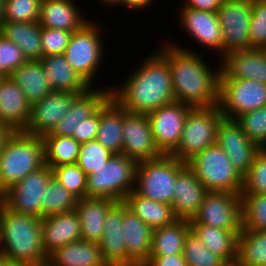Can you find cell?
Wrapping results in <instances>:
<instances>
[{
	"instance_id": "28",
	"label": "cell",
	"mask_w": 266,
	"mask_h": 266,
	"mask_svg": "<svg viewBox=\"0 0 266 266\" xmlns=\"http://www.w3.org/2000/svg\"><path fill=\"white\" fill-rule=\"evenodd\" d=\"M44 75L52 91L84 93L91 86L71 67L64 54L49 55L40 59Z\"/></svg>"
},
{
	"instance_id": "2",
	"label": "cell",
	"mask_w": 266,
	"mask_h": 266,
	"mask_svg": "<svg viewBox=\"0 0 266 266\" xmlns=\"http://www.w3.org/2000/svg\"><path fill=\"white\" fill-rule=\"evenodd\" d=\"M136 66L122 86L110 87V97L121 108L147 114L175 102L170 67L156 50Z\"/></svg>"
},
{
	"instance_id": "5",
	"label": "cell",
	"mask_w": 266,
	"mask_h": 266,
	"mask_svg": "<svg viewBox=\"0 0 266 266\" xmlns=\"http://www.w3.org/2000/svg\"><path fill=\"white\" fill-rule=\"evenodd\" d=\"M187 164L163 154L159 158L138 162L134 191L147 199L171 205L177 174Z\"/></svg>"
},
{
	"instance_id": "3",
	"label": "cell",
	"mask_w": 266,
	"mask_h": 266,
	"mask_svg": "<svg viewBox=\"0 0 266 266\" xmlns=\"http://www.w3.org/2000/svg\"><path fill=\"white\" fill-rule=\"evenodd\" d=\"M0 253L9 261L46 266L42 219L20 214L0 204Z\"/></svg>"
},
{
	"instance_id": "52",
	"label": "cell",
	"mask_w": 266,
	"mask_h": 266,
	"mask_svg": "<svg viewBox=\"0 0 266 266\" xmlns=\"http://www.w3.org/2000/svg\"><path fill=\"white\" fill-rule=\"evenodd\" d=\"M155 0H119L115 6H125L127 9L135 10H145L147 6L151 7V3Z\"/></svg>"
},
{
	"instance_id": "25",
	"label": "cell",
	"mask_w": 266,
	"mask_h": 266,
	"mask_svg": "<svg viewBox=\"0 0 266 266\" xmlns=\"http://www.w3.org/2000/svg\"><path fill=\"white\" fill-rule=\"evenodd\" d=\"M42 238L47 256L70 242L81 240V225L76 211L43 217Z\"/></svg>"
},
{
	"instance_id": "49",
	"label": "cell",
	"mask_w": 266,
	"mask_h": 266,
	"mask_svg": "<svg viewBox=\"0 0 266 266\" xmlns=\"http://www.w3.org/2000/svg\"><path fill=\"white\" fill-rule=\"evenodd\" d=\"M100 125V107L87 119L80 122L77 133H73L72 137L81 143L95 140Z\"/></svg>"
},
{
	"instance_id": "32",
	"label": "cell",
	"mask_w": 266,
	"mask_h": 266,
	"mask_svg": "<svg viewBox=\"0 0 266 266\" xmlns=\"http://www.w3.org/2000/svg\"><path fill=\"white\" fill-rule=\"evenodd\" d=\"M123 202L151 229L170 225L177 220L171 205L142 197L134 190L125 197Z\"/></svg>"
},
{
	"instance_id": "36",
	"label": "cell",
	"mask_w": 266,
	"mask_h": 266,
	"mask_svg": "<svg viewBox=\"0 0 266 266\" xmlns=\"http://www.w3.org/2000/svg\"><path fill=\"white\" fill-rule=\"evenodd\" d=\"M45 165L76 164L81 144L71 136L44 135Z\"/></svg>"
},
{
	"instance_id": "53",
	"label": "cell",
	"mask_w": 266,
	"mask_h": 266,
	"mask_svg": "<svg viewBox=\"0 0 266 266\" xmlns=\"http://www.w3.org/2000/svg\"><path fill=\"white\" fill-rule=\"evenodd\" d=\"M13 132L14 131L10 127L4 125L3 123H0V154L5 146L6 141Z\"/></svg>"
},
{
	"instance_id": "54",
	"label": "cell",
	"mask_w": 266,
	"mask_h": 266,
	"mask_svg": "<svg viewBox=\"0 0 266 266\" xmlns=\"http://www.w3.org/2000/svg\"><path fill=\"white\" fill-rule=\"evenodd\" d=\"M99 1V0H98ZM103 5L115 7V5L119 2V0H100Z\"/></svg>"
},
{
	"instance_id": "47",
	"label": "cell",
	"mask_w": 266,
	"mask_h": 266,
	"mask_svg": "<svg viewBox=\"0 0 266 266\" xmlns=\"http://www.w3.org/2000/svg\"><path fill=\"white\" fill-rule=\"evenodd\" d=\"M26 61L21 48L0 35V76H10Z\"/></svg>"
},
{
	"instance_id": "18",
	"label": "cell",
	"mask_w": 266,
	"mask_h": 266,
	"mask_svg": "<svg viewBox=\"0 0 266 266\" xmlns=\"http://www.w3.org/2000/svg\"><path fill=\"white\" fill-rule=\"evenodd\" d=\"M179 9L180 28H184L186 34L191 37L190 39L200 44L201 47L217 52L218 59L219 55L222 57V29L217 13L187 7Z\"/></svg>"
},
{
	"instance_id": "33",
	"label": "cell",
	"mask_w": 266,
	"mask_h": 266,
	"mask_svg": "<svg viewBox=\"0 0 266 266\" xmlns=\"http://www.w3.org/2000/svg\"><path fill=\"white\" fill-rule=\"evenodd\" d=\"M10 77L24 92L30 105L41 101L52 92L40 60L26 61Z\"/></svg>"
},
{
	"instance_id": "44",
	"label": "cell",
	"mask_w": 266,
	"mask_h": 266,
	"mask_svg": "<svg viewBox=\"0 0 266 266\" xmlns=\"http://www.w3.org/2000/svg\"><path fill=\"white\" fill-rule=\"evenodd\" d=\"M42 0H5L3 21L38 22Z\"/></svg>"
},
{
	"instance_id": "45",
	"label": "cell",
	"mask_w": 266,
	"mask_h": 266,
	"mask_svg": "<svg viewBox=\"0 0 266 266\" xmlns=\"http://www.w3.org/2000/svg\"><path fill=\"white\" fill-rule=\"evenodd\" d=\"M241 194H266V148L256 154L253 164L243 176Z\"/></svg>"
},
{
	"instance_id": "41",
	"label": "cell",
	"mask_w": 266,
	"mask_h": 266,
	"mask_svg": "<svg viewBox=\"0 0 266 266\" xmlns=\"http://www.w3.org/2000/svg\"><path fill=\"white\" fill-rule=\"evenodd\" d=\"M112 155L113 153L111 151L95 139L81 143L76 164L86 175H90L106 165Z\"/></svg>"
},
{
	"instance_id": "19",
	"label": "cell",
	"mask_w": 266,
	"mask_h": 266,
	"mask_svg": "<svg viewBox=\"0 0 266 266\" xmlns=\"http://www.w3.org/2000/svg\"><path fill=\"white\" fill-rule=\"evenodd\" d=\"M220 59V80L252 79L266 84L265 49L237 50Z\"/></svg>"
},
{
	"instance_id": "50",
	"label": "cell",
	"mask_w": 266,
	"mask_h": 266,
	"mask_svg": "<svg viewBox=\"0 0 266 266\" xmlns=\"http://www.w3.org/2000/svg\"><path fill=\"white\" fill-rule=\"evenodd\" d=\"M142 266H187L183 254L149 256Z\"/></svg>"
},
{
	"instance_id": "26",
	"label": "cell",
	"mask_w": 266,
	"mask_h": 266,
	"mask_svg": "<svg viewBox=\"0 0 266 266\" xmlns=\"http://www.w3.org/2000/svg\"><path fill=\"white\" fill-rule=\"evenodd\" d=\"M75 0H42L38 24L41 27L75 32L90 21Z\"/></svg>"
},
{
	"instance_id": "48",
	"label": "cell",
	"mask_w": 266,
	"mask_h": 266,
	"mask_svg": "<svg viewBox=\"0 0 266 266\" xmlns=\"http://www.w3.org/2000/svg\"><path fill=\"white\" fill-rule=\"evenodd\" d=\"M73 32L41 27L43 57L64 54Z\"/></svg>"
},
{
	"instance_id": "13",
	"label": "cell",
	"mask_w": 266,
	"mask_h": 266,
	"mask_svg": "<svg viewBox=\"0 0 266 266\" xmlns=\"http://www.w3.org/2000/svg\"><path fill=\"white\" fill-rule=\"evenodd\" d=\"M252 0H223L217 11L222 29L223 56L250 49L249 27Z\"/></svg>"
},
{
	"instance_id": "56",
	"label": "cell",
	"mask_w": 266,
	"mask_h": 266,
	"mask_svg": "<svg viewBox=\"0 0 266 266\" xmlns=\"http://www.w3.org/2000/svg\"><path fill=\"white\" fill-rule=\"evenodd\" d=\"M5 0H0V24L3 22Z\"/></svg>"
},
{
	"instance_id": "38",
	"label": "cell",
	"mask_w": 266,
	"mask_h": 266,
	"mask_svg": "<svg viewBox=\"0 0 266 266\" xmlns=\"http://www.w3.org/2000/svg\"><path fill=\"white\" fill-rule=\"evenodd\" d=\"M78 198L53 176L48 182L43 200L42 218L75 210Z\"/></svg>"
},
{
	"instance_id": "16",
	"label": "cell",
	"mask_w": 266,
	"mask_h": 266,
	"mask_svg": "<svg viewBox=\"0 0 266 266\" xmlns=\"http://www.w3.org/2000/svg\"><path fill=\"white\" fill-rule=\"evenodd\" d=\"M122 154L136 160L156 159L163 154L157 148L147 114L124 109Z\"/></svg>"
},
{
	"instance_id": "10",
	"label": "cell",
	"mask_w": 266,
	"mask_h": 266,
	"mask_svg": "<svg viewBox=\"0 0 266 266\" xmlns=\"http://www.w3.org/2000/svg\"><path fill=\"white\" fill-rule=\"evenodd\" d=\"M189 222L234 231L239 235L243 229L241 194L208 191L198 213Z\"/></svg>"
},
{
	"instance_id": "8",
	"label": "cell",
	"mask_w": 266,
	"mask_h": 266,
	"mask_svg": "<svg viewBox=\"0 0 266 266\" xmlns=\"http://www.w3.org/2000/svg\"><path fill=\"white\" fill-rule=\"evenodd\" d=\"M223 118L218 105L191 108L184 122L181 140L170 155L187 163L216 144L218 125Z\"/></svg>"
},
{
	"instance_id": "58",
	"label": "cell",
	"mask_w": 266,
	"mask_h": 266,
	"mask_svg": "<svg viewBox=\"0 0 266 266\" xmlns=\"http://www.w3.org/2000/svg\"><path fill=\"white\" fill-rule=\"evenodd\" d=\"M225 266H242L238 261L227 263Z\"/></svg>"
},
{
	"instance_id": "6",
	"label": "cell",
	"mask_w": 266,
	"mask_h": 266,
	"mask_svg": "<svg viewBox=\"0 0 266 266\" xmlns=\"http://www.w3.org/2000/svg\"><path fill=\"white\" fill-rule=\"evenodd\" d=\"M137 165L124 154H113L106 165L87 175V197L124 201L135 188Z\"/></svg>"
},
{
	"instance_id": "23",
	"label": "cell",
	"mask_w": 266,
	"mask_h": 266,
	"mask_svg": "<svg viewBox=\"0 0 266 266\" xmlns=\"http://www.w3.org/2000/svg\"><path fill=\"white\" fill-rule=\"evenodd\" d=\"M30 103L10 76L0 78V123L14 132L23 131L30 115Z\"/></svg>"
},
{
	"instance_id": "12",
	"label": "cell",
	"mask_w": 266,
	"mask_h": 266,
	"mask_svg": "<svg viewBox=\"0 0 266 266\" xmlns=\"http://www.w3.org/2000/svg\"><path fill=\"white\" fill-rule=\"evenodd\" d=\"M52 176L47 165L31 172L2 194V203L13 212L42 219L45 189Z\"/></svg>"
},
{
	"instance_id": "21",
	"label": "cell",
	"mask_w": 266,
	"mask_h": 266,
	"mask_svg": "<svg viewBox=\"0 0 266 266\" xmlns=\"http://www.w3.org/2000/svg\"><path fill=\"white\" fill-rule=\"evenodd\" d=\"M124 202H116L107 212L104 231L99 242L108 266H127V247L123 237Z\"/></svg>"
},
{
	"instance_id": "4",
	"label": "cell",
	"mask_w": 266,
	"mask_h": 266,
	"mask_svg": "<svg viewBox=\"0 0 266 266\" xmlns=\"http://www.w3.org/2000/svg\"><path fill=\"white\" fill-rule=\"evenodd\" d=\"M45 165L42 137L15 131L0 154V193Z\"/></svg>"
},
{
	"instance_id": "17",
	"label": "cell",
	"mask_w": 266,
	"mask_h": 266,
	"mask_svg": "<svg viewBox=\"0 0 266 266\" xmlns=\"http://www.w3.org/2000/svg\"><path fill=\"white\" fill-rule=\"evenodd\" d=\"M216 144L227 153L231 163L242 176L248 172L256 154L261 150L235 120L226 118L218 125Z\"/></svg>"
},
{
	"instance_id": "34",
	"label": "cell",
	"mask_w": 266,
	"mask_h": 266,
	"mask_svg": "<svg viewBox=\"0 0 266 266\" xmlns=\"http://www.w3.org/2000/svg\"><path fill=\"white\" fill-rule=\"evenodd\" d=\"M191 231L215 255L227 263L237 261L238 235L234 231L224 230L202 224H190Z\"/></svg>"
},
{
	"instance_id": "51",
	"label": "cell",
	"mask_w": 266,
	"mask_h": 266,
	"mask_svg": "<svg viewBox=\"0 0 266 266\" xmlns=\"http://www.w3.org/2000/svg\"><path fill=\"white\" fill-rule=\"evenodd\" d=\"M180 7L217 13L223 0H184Z\"/></svg>"
},
{
	"instance_id": "39",
	"label": "cell",
	"mask_w": 266,
	"mask_h": 266,
	"mask_svg": "<svg viewBox=\"0 0 266 266\" xmlns=\"http://www.w3.org/2000/svg\"><path fill=\"white\" fill-rule=\"evenodd\" d=\"M183 257L187 266H225L227 262L213 254L190 230L184 242Z\"/></svg>"
},
{
	"instance_id": "37",
	"label": "cell",
	"mask_w": 266,
	"mask_h": 266,
	"mask_svg": "<svg viewBox=\"0 0 266 266\" xmlns=\"http://www.w3.org/2000/svg\"><path fill=\"white\" fill-rule=\"evenodd\" d=\"M237 261L242 266H266V230L242 229L238 235Z\"/></svg>"
},
{
	"instance_id": "20",
	"label": "cell",
	"mask_w": 266,
	"mask_h": 266,
	"mask_svg": "<svg viewBox=\"0 0 266 266\" xmlns=\"http://www.w3.org/2000/svg\"><path fill=\"white\" fill-rule=\"evenodd\" d=\"M207 192L195 172L186 165L175 180L174 198L171 204L174 216L177 219H193Z\"/></svg>"
},
{
	"instance_id": "14",
	"label": "cell",
	"mask_w": 266,
	"mask_h": 266,
	"mask_svg": "<svg viewBox=\"0 0 266 266\" xmlns=\"http://www.w3.org/2000/svg\"><path fill=\"white\" fill-rule=\"evenodd\" d=\"M191 108L175 101L147 113L154 142L162 154L170 155L177 148Z\"/></svg>"
},
{
	"instance_id": "30",
	"label": "cell",
	"mask_w": 266,
	"mask_h": 266,
	"mask_svg": "<svg viewBox=\"0 0 266 266\" xmlns=\"http://www.w3.org/2000/svg\"><path fill=\"white\" fill-rule=\"evenodd\" d=\"M124 108L111 97L100 106V125L96 140L113 154H122Z\"/></svg>"
},
{
	"instance_id": "57",
	"label": "cell",
	"mask_w": 266,
	"mask_h": 266,
	"mask_svg": "<svg viewBox=\"0 0 266 266\" xmlns=\"http://www.w3.org/2000/svg\"><path fill=\"white\" fill-rule=\"evenodd\" d=\"M9 262L10 261L2 253H0V266H7Z\"/></svg>"
},
{
	"instance_id": "15",
	"label": "cell",
	"mask_w": 266,
	"mask_h": 266,
	"mask_svg": "<svg viewBox=\"0 0 266 266\" xmlns=\"http://www.w3.org/2000/svg\"><path fill=\"white\" fill-rule=\"evenodd\" d=\"M79 94L70 91H52L41 101L33 103L26 128L22 132L39 137L51 133Z\"/></svg>"
},
{
	"instance_id": "42",
	"label": "cell",
	"mask_w": 266,
	"mask_h": 266,
	"mask_svg": "<svg viewBox=\"0 0 266 266\" xmlns=\"http://www.w3.org/2000/svg\"><path fill=\"white\" fill-rule=\"evenodd\" d=\"M53 177L78 199L87 197V175L77 164L52 168Z\"/></svg>"
},
{
	"instance_id": "11",
	"label": "cell",
	"mask_w": 266,
	"mask_h": 266,
	"mask_svg": "<svg viewBox=\"0 0 266 266\" xmlns=\"http://www.w3.org/2000/svg\"><path fill=\"white\" fill-rule=\"evenodd\" d=\"M218 106L226 119L266 106V84L252 79L220 80Z\"/></svg>"
},
{
	"instance_id": "55",
	"label": "cell",
	"mask_w": 266,
	"mask_h": 266,
	"mask_svg": "<svg viewBox=\"0 0 266 266\" xmlns=\"http://www.w3.org/2000/svg\"><path fill=\"white\" fill-rule=\"evenodd\" d=\"M7 266H39V265H33L29 263H21V262H12L10 261Z\"/></svg>"
},
{
	"instance_id": "29",
	"label": "cell",
	"mask_w": 266,
	"mask_h": 266,
	"mask_svg": "<svg viewBox=\"0 0 266 266\" xmlns=\"http://www.w3.org/2000/svg\"><path fill=\"white\" fill-rule=\"evenodd\" d=\"M46 266H108L97 243L78 240L48 256Z\"/></svg>"
},
{
	"instance_id": "7",
	"label": "cell",
	"mask_w": 266,
	"mask_h": 266,
	"mask_svg": "<svg viewBox=\"0 0 266 266\" xmlns=\"http://www.w3.org/2000/svg\"><path fill=\"white\" fill-rule=\"evenodd\" d=\"M207 191L242 193L243 176L217 144L209 146L186 163Z\"/></svg>"
},
{
	"instance_id": "46",
	"label": "cell",
	"mask_w": 266,
	"mask_h": 266,
	"mask_svg": "<svg viewBox=\"0 0 266 266\" xmlns=\"http://www.w3.org/2000/svg\"><path fill=\"white\" fill-rule=\"evenodd\" d=\"M249 42L250 49L266 50V0H252Z\"/></svg>"
},
{
	"instance_id": "35",
	"label": "cell",
	"mask_w": 266,
	"mask_h": 266,
	"mask_svg": "<svg viewBox=\"0 0 266 266\" xmlns=\"http://www.w3.org/2000/svg\"><path fill=\"white\" fill-rule=\"evenodd\" d=\"M190 230V222L186 219H177L170 225L153 229L149 256L183 254L185 238Z\"/></svg>"
},
{
	"instance_id": "59",
	"label": "cell",
	"mask_w": 266,
	"mask_h": 266,
	"mask_svg": "<svg viewBox=\"0 0 266 266\" xmlns=\"http://www.w3.org/2000/svg\"><path fill=\"white\" fill-rule=\"evenodd\" d=\"M2 203V194L0 193V204Z\"/></svg>"
},
{
	"instance_id": "1",
	"label": "cell",
	"mask_w": 266,
	"mask_h": 266,
	"mask_svg": "<svg viewBox=\"0 0 266 266\" xmlns=\"http://www.w3.org/2000/svg\"><path fill=\"white\" fill-rule=\"evenodd\" d=\"M162 45L156 50L170 67L175 101L192 108L218 105L220 64L214 71L198 52L175 42Z\"/></svg>"
},
{
	"instance_id": "9",
	"label": "cell",
	"mask_w": 266,
	"mask_h": 266,
	"mask_svg": "<svg viewBox=\"0 0 266 266\" xmlns=\"http://www.w3.org/2000/svg\"><path fill=\"white\" fill-rule=\"evenodd\" d=\"M90 20L80 30L72 33L64 56L71 67L91 87L100 70L104 49L102 31L105 29L96 21ZM95 22V23H94ZM97 23V24H96Z\"/></svg>"
},
{
	"instance_id": "43",
	"label": "cell",
	"mask_w": 266,
	"mask_h": 266,
	"mask_svg": "<svg viewBox=\"0 0 266 266\" xmlns=\"http://www.w3.org/2000/svg\"><path fill=\"white\" fill-rule=\"evenodd\" d=\"M248 138L266 148V106L246 112L235 119Z\"/></svg>"
},
{
	"instance_id": "27",
	"label": "cell",
	"mask_w": 266,
	"mask_h": 266,
	"mask_svg": "<svg viewBox=\"0 0 266 266\" xmlns=\"http://www.w3.org/2000/svg\"><path fill=\"white\" fill-rule=\"evenodd\" d=\"M115 203V200L107 198L78 199L75 211L81 225V240L99 244L104 231L106 214Z\"/></svg>"
},
{
	"instance_id": "22",
	"label": "cell",
	"mask_w": 266,
	"mask_h": 266,
	"mask_svg": "<svg viewBox=\"0 0 266 266\" xmlns=\"http://www.w3.org/2000/svg\"><path fill=\"white\" fill-rule=\"evenodd\" d=\"M93 87L79 94L73 100L67 114L59 121L54 130L46 135L72 137L73 133H77L80 122L91 116L110 97V86Z\"/></svg>"
},
{
	"instance_id": "40",
	"label": "cell",
	"mask_w": 266,
	"mask_h": 266,
	"mask_svg": "<svg viewBox=\"0 0 266 266\" xmlns=\"http://www.w3.org/2000/svg\"><path fill=\"white\" fill-rule=\"evenodd\" d=\"M243 229L266 230V194H241Z\"/></svg>"
},
{
	"instance_id": "31",
	"label": "cell",
	"mask_w": 266,
	"mask_h": 266,
	"mask_svg": "<svg viewBox=\"0 0 266 266\" xmlns=\"http://www.w3.org/2000/svg\"><path fill=\"white\" fill-rule=\"evenodd\" d=\"M0 35L18 45L27 61L43 57L41 46V26L38 22L3 21Z\"/></svg>"
},
{
	"instance_id": "24",
	"label": "cell",
	"mask_w": 266,
	"mask_h": 266,
	"mask_svg": "<svg viewBox=\"0 0 266 266\" xmlns=\"http://www.w3.org/2000/svg\"><path fill=\"white\" fill-rule=\"evenodd\" d=\"M122 227L127 247V266H142L151 251L153 229L130 211L125 203Z\"/></svg>"
}]
</instances>
